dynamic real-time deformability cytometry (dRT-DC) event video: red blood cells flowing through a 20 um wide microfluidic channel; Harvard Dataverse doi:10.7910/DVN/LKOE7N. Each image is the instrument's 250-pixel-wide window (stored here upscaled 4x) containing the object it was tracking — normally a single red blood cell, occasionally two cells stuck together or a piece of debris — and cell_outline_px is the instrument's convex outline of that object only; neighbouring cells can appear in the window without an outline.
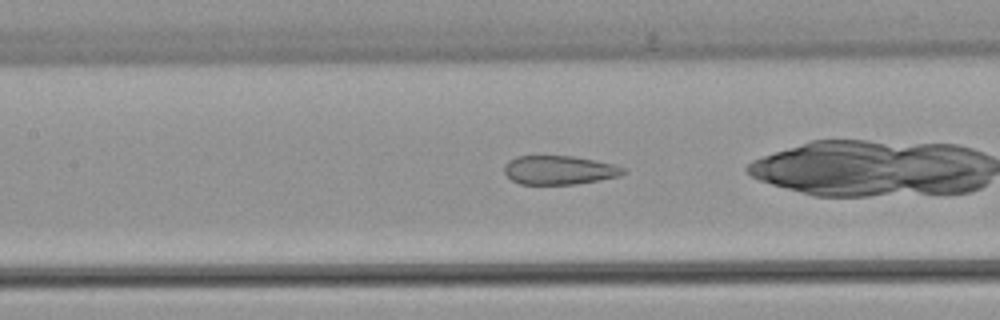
{"species": "common noctule bat (a hibernating species)", "species_latin": "Nyctalus noctula", "temperature_condition": "warm", "stored_images_in_passage": 45, "camera_frame_rate_fps": 3000, "um_per_image_px": 0.085, "animal": {"sex": "female", "body_mass_g": 22.7, "forearm_length_mm": 54.2}, "frame": {"image": 1, "passage_image": 18, "time_ms": 5.667, "image_size_px": [1000, 320], "cell_outline_px": [[628, 172], [620, 176], [576, 184], [520, 184], [512, 180], [504, 172], [504, 164], [508, 160], [516, 156], [572, 156], [612, 164], [628, 168]], "centroid_in_image_um": [47.54, 14.46], "position_along_channel_um": 159.9, "area_um2": 20.06}}
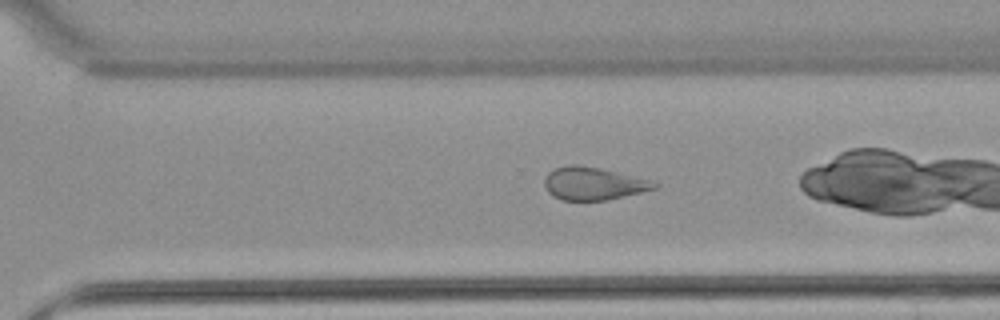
{"frame": {"image": 2, "passage_image": 30, "time_ms": 9.667, "image_size_px": [1000, 320], "cell_outline_px": [[660, 184], [656, 188], [640, 192], [604, 200], [560, 200], [552, 196], [544, 188], [544, 180], [548, 172], [556, 168], [568, 164], [580, 164], [600, 168], [652, 180]], "centroid_in_image_um": [50.39, 15.59], "position_along_channel_um": 320.2, "area_um2": 21.04}}
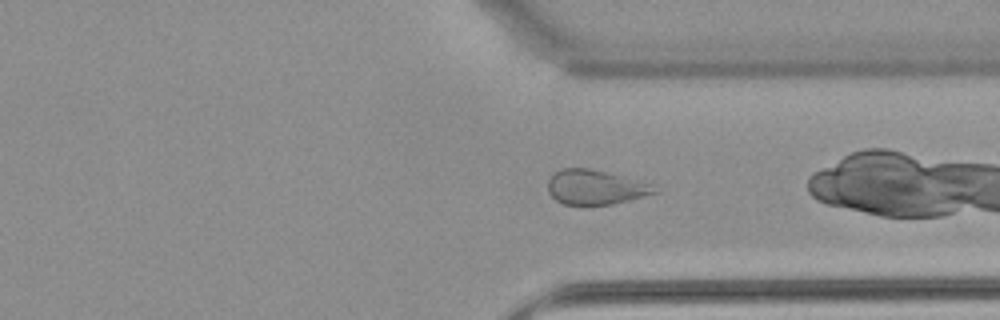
{"frame": {"image": 3, "passage_image": 33, "time_ms": 10.667, "image_size_px": [1000, 320], "cell_outline_px": [[660, 192], [612, 204], [588, 208], [580, 208], [564, 204], [556, 200], [548, 192], [548, 180], [552, 172], [564, 168], [588, 168], [624, 176], [640, 180], [660, 188]], "centroid_in_image_um": [50.59, 15.95], "position_along_channel_um": 360.8, "area_um2": 22.37}, "authors_computed_cell_mechanics": {"area_um2": 24.565, "velocity_mm_per_s": 4.0203, "shape_relaxation_time_tau1_ms": null, "shape_relaxation_time_tau2_ms": 1.116, "deformation_change_tau1": null, "deformation_change_tau2": 0.0862}}